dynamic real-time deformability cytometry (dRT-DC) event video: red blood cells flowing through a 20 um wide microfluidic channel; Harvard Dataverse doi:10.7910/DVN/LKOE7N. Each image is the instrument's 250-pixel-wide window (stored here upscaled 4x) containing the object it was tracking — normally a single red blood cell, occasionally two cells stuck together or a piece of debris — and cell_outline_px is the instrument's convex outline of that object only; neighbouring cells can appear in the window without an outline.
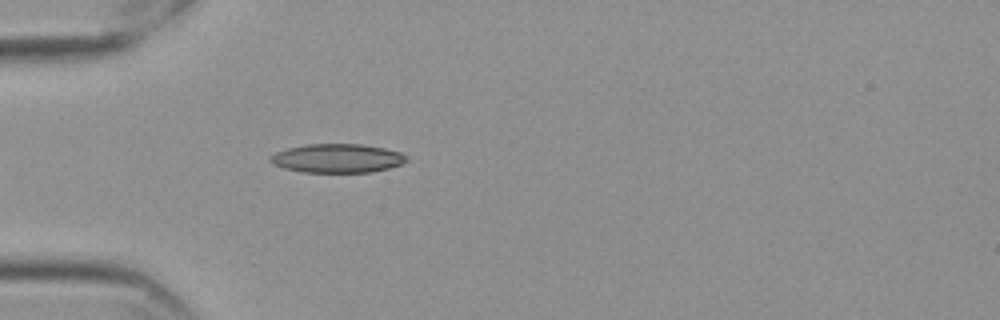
{"species": "Egyptian fruit bat (a non-hibernating species)", "species_latin": "Rousettus aegyptiacus", "temperature_condition": "cold", "stored_images_in_passage": 10, "camera_frame_rate_fps": 3000, "um_per_image_px": 0.085, "frame": {"image": 1, "passage_image": 6, "time_ms": 1.667, "image_size_px": [1000, 320], "cell_outline_px": [[408, 160], [400, 164], [388, 168], [372, 172], [304, 172], [284, 168], [268, 160], [268, 156], [276, 152], [288, 148], [308, 144], [360, 144], [384, 148], [400, 152]], "centroid_in_image_um": [28.64, 13.45], "position_along_channel_um": 56.4, "area_um2": 22.66}}
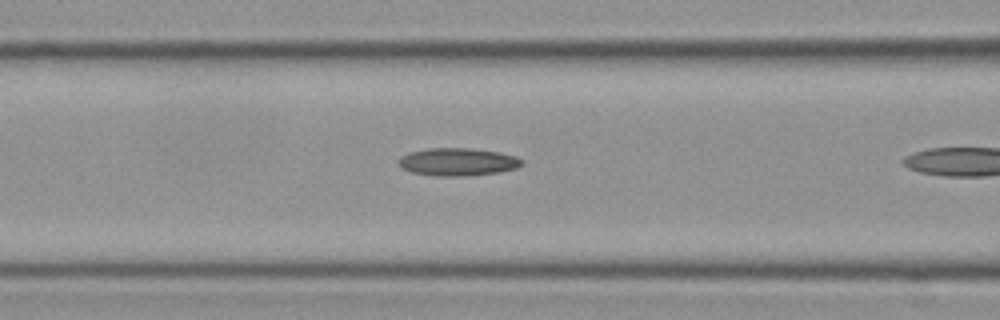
{"frame": {"image": 2, "passage_image": 9, "time_ms": 2.667, "image_size_px": [1000, 320], "cell_outline_px": [[524, 164], [516, 168], [500, 172], [464, 176], [436, 176], [412, 172], [400, 168], [400, 156], [408, 152], [428, 148], [472, 148], [500, 152], [516, 156], [524, 160]], "centroid_in_image_um": [38.93, 13.75], "position_along_channel_um": 127.7, "area_um2": 20.11}}